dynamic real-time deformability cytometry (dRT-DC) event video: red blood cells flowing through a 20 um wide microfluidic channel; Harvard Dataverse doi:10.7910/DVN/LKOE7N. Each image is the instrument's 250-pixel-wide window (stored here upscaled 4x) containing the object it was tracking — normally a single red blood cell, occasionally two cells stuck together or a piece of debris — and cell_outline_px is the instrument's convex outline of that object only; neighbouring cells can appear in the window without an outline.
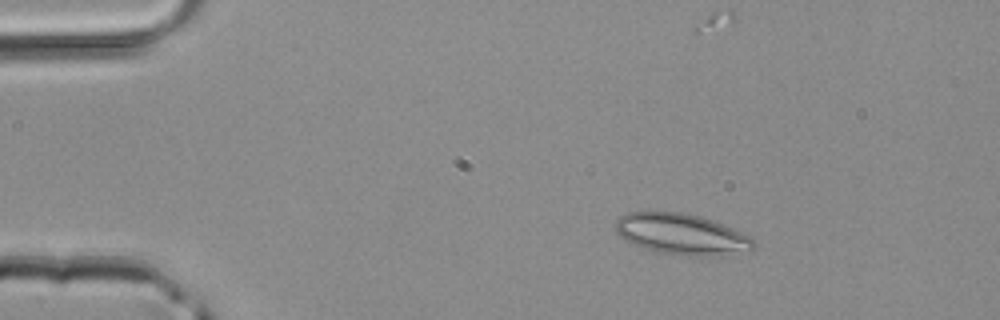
{"species": "common noctule bat (a hibernating species)", "species_latin": "Nyctalus noctula", "temperature_condition": "room temperature", "stored_images_in_passage": 3, "camera_frame_rate_fps": 3000, "um_per_image_px": 0.085, "animal": {"sex": "male", "body_mass_g": 20.4}, "frame": {"image": 1, "passage_image": 1, "time_ms": 0.0, "image_size_px": [1000, 320], "cell_outline_px": [[752, 252], [720, 256], [680, 256], [656, 252], [632, 244], [624, 240], [616, 232], [616, 220], [620, 216], [628, 212], [684, 212], [700, 216], [724, 224], [748, 236], [752, 240]], "centroid_in_image_um": [57.93, 19.93], "position_along_channel_um": 27.1, "area_um2": 33.29}}